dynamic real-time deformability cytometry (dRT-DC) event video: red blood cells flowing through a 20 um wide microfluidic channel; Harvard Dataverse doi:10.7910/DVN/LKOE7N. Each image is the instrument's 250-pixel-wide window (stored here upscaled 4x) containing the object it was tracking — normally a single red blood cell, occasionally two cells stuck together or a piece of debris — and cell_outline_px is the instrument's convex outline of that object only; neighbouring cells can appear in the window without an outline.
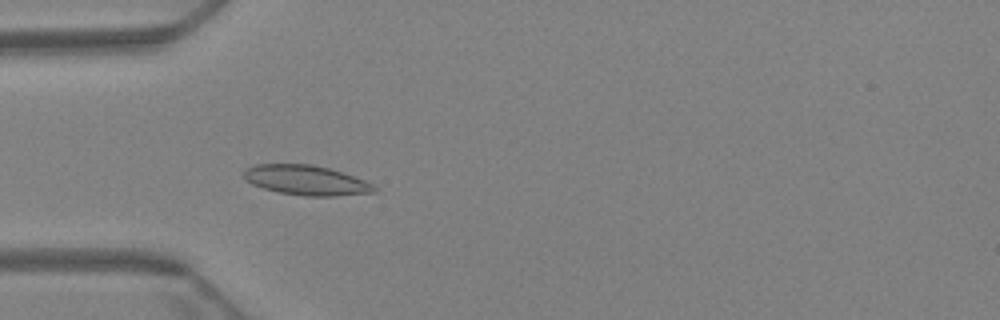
{"species": "Egyptian fruit bat (a non-hibernating species)", "species_latin": "Rousettus aegyptiacus", "temperature_condition": "warm", "stored_images_in_passage": 66, "camera_frame_rate_fps": 3000, "um_per_image_px": 0.085, "animal": {"sex": "female"}, "frame": {"image": 1, "passage_image": 21, "time_ms": 6.667, "image_size_px": [1000, 320], "cell_outline_px": [[376, 192], [336, 196], [304, 196], [280, 192], [264, 188], [252, 184], [244, 180], [244, 172], [248, 168], [256, 164], [312, 164], [328, 168], [364, 180], [372, 184], [376, 188]], "centroid_in_image_um": [26.01, 15.32], "position_along_channel_um": 59.0, "area_um2": 22.43}}
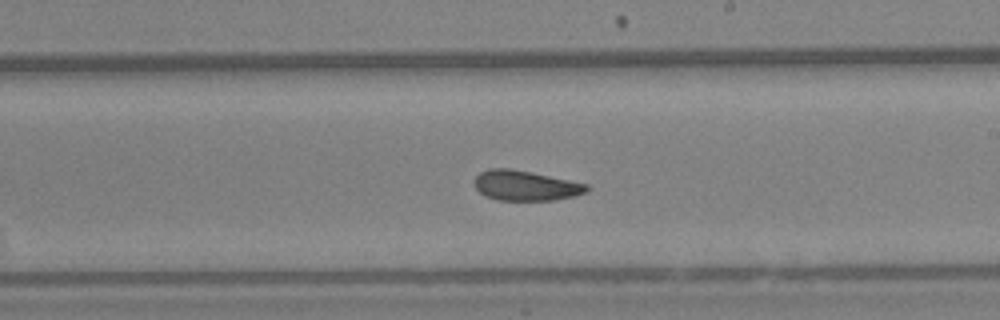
{"frame": {"image": 2, "passage_image": 39, "time_ms": 12.667, "image_size_px": [1000, 320], "cell_outline_px": [[588, 192], [572, 196], [552, 200], [496, 200], [484, 196], [476, 188], [472, 180], [480, 172], [488, 168], [508, 168], [588, 184]], "centroid_in_image_um": [44.6, 15.78], "position_along_channel_um": 244.4, "area_um2": 19.54}}
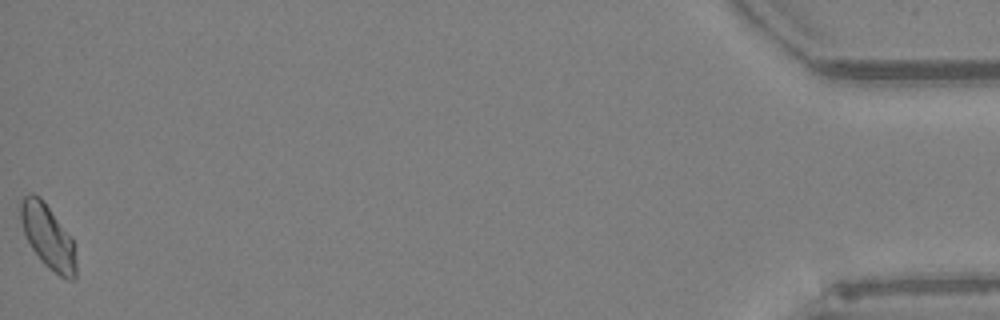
{"frame": {"image": 3, "passage_image": 66, "time_ms": 21.667, "image_size_px": [1000, 320], "cell_outline_px": [[76, 276], [72, 280], [68, 280], [60, 276], [48, 268], [40, 260], [32, 248], [24, 232], [20, 220], [20, 200], [28, 192], [32, 192], [40, 196], [72, 236], [76, 260]], "centroid_in_image_um": [4.08, 20.09], "position_along_channel_um": 431.1, "area_um2": 20.92}, "authors_computed_cell_mechanics": {"area_um2": 20.4901, "velocity_mm_per_s": 3.1619, "shape_relaxation_time_tau1_ms": 8.3925, "shape_relaxation_time_tau2_ms": 3.7322, "deformation_change_tau1": 0.131, "deformation_change_tau2": 0.0651}}